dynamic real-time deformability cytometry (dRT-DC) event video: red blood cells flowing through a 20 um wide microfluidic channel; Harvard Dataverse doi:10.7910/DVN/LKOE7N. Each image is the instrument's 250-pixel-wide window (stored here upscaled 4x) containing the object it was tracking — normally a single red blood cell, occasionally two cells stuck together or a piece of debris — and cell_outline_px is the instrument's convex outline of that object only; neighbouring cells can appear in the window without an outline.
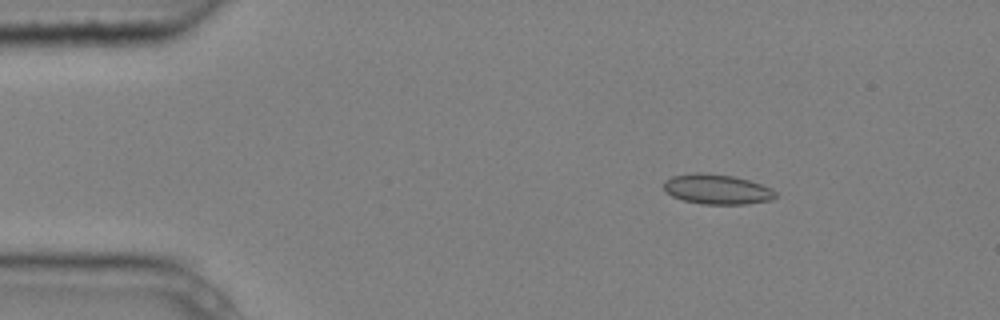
{"species": "common noctule bat (a hibernating species)", "species_latin": "Nyctalus noctula", "temperature_condition": "cold", "stored_images_in_passage": 3, "camera_frame_rate_fps": 3000, "um_per_image_px": 0.085, "animal": {"sex": "male", "body_mass_g": 20.4}, "frame": {"image": 1, "passage_image": 1, "time_ms": 0.0, "image_size_px": [1000, 320], "cell_outline_px": [[776, 196], [772, 200], [744, 204], [704, 204], [684, 200], [672, 196], [664, 188], [664, 180], [672, 176], [696, 172], [700, 172], [732, 176], [748, 180], [772, 188], [776, 192]], "centroid_in_image_um": [60.95, 16.08], "position_along_channel_um": 24.0, "area_um2": 19.36}}